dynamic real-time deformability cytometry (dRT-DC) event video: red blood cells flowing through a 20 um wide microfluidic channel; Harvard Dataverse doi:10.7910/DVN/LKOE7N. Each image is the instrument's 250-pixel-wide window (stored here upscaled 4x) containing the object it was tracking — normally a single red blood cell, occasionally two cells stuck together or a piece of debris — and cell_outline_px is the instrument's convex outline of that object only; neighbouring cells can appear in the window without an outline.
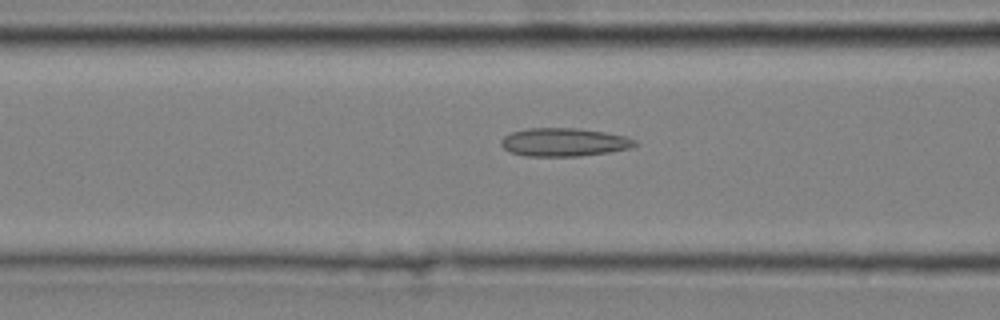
{"species": "common noctule bat (a hibernating species)", "species_latin": "Nyctalus noctula", "temperature_condition": "cold", "stored_images_in_passage": 22, "camera_frame_rate_fps": 3000, "um_per_image_px": 0.085, "animal": {"sex": "male", "body_mass_g": 20.4}, "frame": {"image": 1, "passage_image": 16, "time_ms": 5.0, "image_size_px": [1000, 320], "cell_outline_px": [[640, 144], [628, 148], [608, 152], [580, 156], [524, 156], [508, 152], [500, 144], [500, 140], [504, 136], [512, 132], [528, 128], [576, 128], [604, 132], [624, 136], [636, 140]], "centroid_in_image_um": [47.9, 12.09], "position_along_channel_um": 118.7, "area_um2": 22.08}}
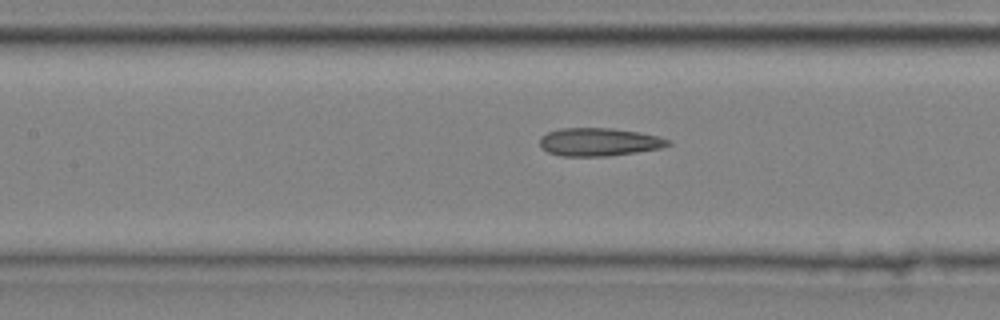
{"frame": {"image": 2, "passage_image": 19, "time_ms": 6.0, "image_size_px": [1000, 320], "cell_outline_px": [[672, 144], [660, 148], [636, 152], [608, 156], [560, 156], [548, 152], [540, 144], [540, 136], [548, 132], [560, 128], [612, 128], [640, 132], [660, 136], [672, 140]], "centroid_in_image_um": [50.95, 12.06], "position_along_channel_um": 156.4, "area_um2": 21.1}}